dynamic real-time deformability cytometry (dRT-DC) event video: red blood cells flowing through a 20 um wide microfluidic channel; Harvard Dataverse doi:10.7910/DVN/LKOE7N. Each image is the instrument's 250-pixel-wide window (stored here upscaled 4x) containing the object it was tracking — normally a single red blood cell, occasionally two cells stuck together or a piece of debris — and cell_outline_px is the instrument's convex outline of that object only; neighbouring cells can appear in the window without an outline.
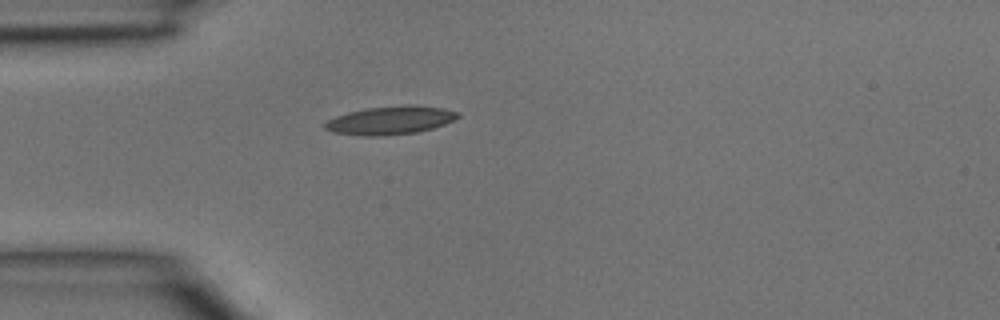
{"species": "common noctule bat (a hibernating species)", "species_latin": "Nyctalus noctula", "temperature_condition": "room temperature", "stored_images_in_passage": 1, "camera_frame_rate_fps": 3000, "um_per_image_px": 0.085, "animal": {"sex": "male", "body_mass_g": 15.6}, "frame": {"image": 1, "passage_image": 1, "time_ms": 0.0, "image_size_px": [1000, 320], "cell_outline_px": [[460, 116], [444, 124], [420, 132], [384, 136], [360, 136], [332, 132], [324, 128], [324, 124], [328, 120], [336, 116], [348, 112], [364, 108], [408, 104], [444, 108], [460, 112]], "centroid_in_image_um": [33.17, 10.22], "position_along_channel_um": 51.8, "area_um2": 22.2}}